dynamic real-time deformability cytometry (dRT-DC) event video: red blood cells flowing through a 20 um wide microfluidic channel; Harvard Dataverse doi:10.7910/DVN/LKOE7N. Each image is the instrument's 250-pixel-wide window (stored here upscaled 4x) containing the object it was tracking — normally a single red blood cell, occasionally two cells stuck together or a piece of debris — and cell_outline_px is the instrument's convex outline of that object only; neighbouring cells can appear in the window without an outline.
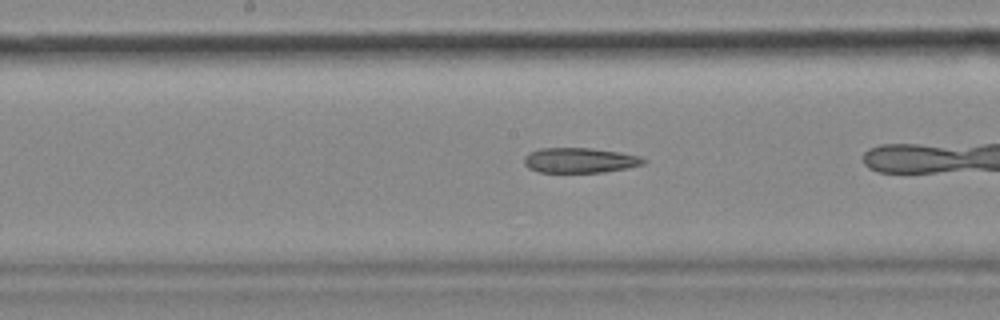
{"species": "common noctule bat (a hibernating species)", "species_latin": "Nyctalus noctula", "temperature_condition": "cold", "stored_images_in_passage": 21, "camera_frame_rate_fps": 3000, "um_per_image_px": 0.085, "animal": {"sex": "female", "body_mass_g": 18.4}, "frame": {"image": 1, "passage_image": 12, "time_ms": 3.667, "image_size_px": [1000, 320], "cell_outline_px": [[648, 160], [644, 164], [628, 168], [604, 172], [540, 172], [528, 168], [524, 164], [524, 156], [528, 152], [540, 148], [592, 148], [620, 152], [640, 156]], "centroid_in_image_um": [49.29, 13.62], "position_along_channel_um": 198.9, "area_um2": 17.63}}